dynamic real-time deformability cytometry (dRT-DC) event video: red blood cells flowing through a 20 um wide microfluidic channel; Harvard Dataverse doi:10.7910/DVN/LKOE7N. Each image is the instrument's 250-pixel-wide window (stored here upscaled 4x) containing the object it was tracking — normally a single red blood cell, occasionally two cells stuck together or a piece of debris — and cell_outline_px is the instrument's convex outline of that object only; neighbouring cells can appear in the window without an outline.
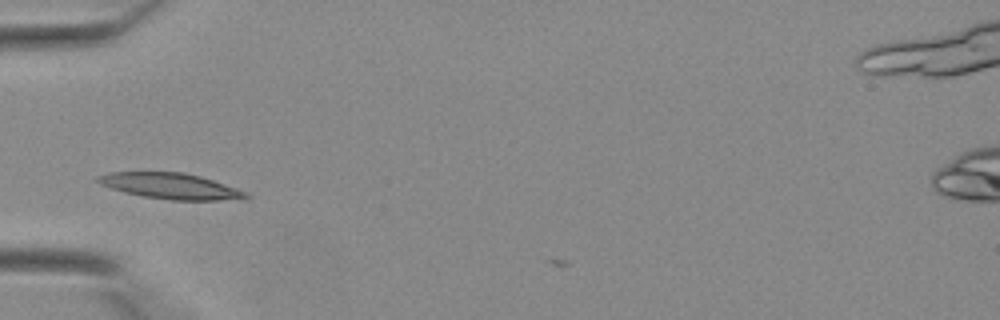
{"species": "Egyptian fruit bat (a non-hibernating species)", "species_latin": "Rousettus aegyptiacus", "temperature_condition": "warm", "stored_images_in_passage": 6, "camera_frame_rate_fps": 3000, "um_per_image_px": 0.085, "animal": {"sex": "female"}, "frame": {"image": 1, "passage_image": 4, "time_ms": 1.0, "image_size_px": [1000, 320], "cell_outline_px": [[252, 196], [216, 200], [172, 200], [144, 196], [124, 192], [100, 184], [96, 180], [96, 176], [108, 172], [184, 172], [200, 176], [248, 192]], "centroid_in_image_um": [14.44, 15.8], "position_along_channel_um": 70.6, "area_um2": 21.96}}